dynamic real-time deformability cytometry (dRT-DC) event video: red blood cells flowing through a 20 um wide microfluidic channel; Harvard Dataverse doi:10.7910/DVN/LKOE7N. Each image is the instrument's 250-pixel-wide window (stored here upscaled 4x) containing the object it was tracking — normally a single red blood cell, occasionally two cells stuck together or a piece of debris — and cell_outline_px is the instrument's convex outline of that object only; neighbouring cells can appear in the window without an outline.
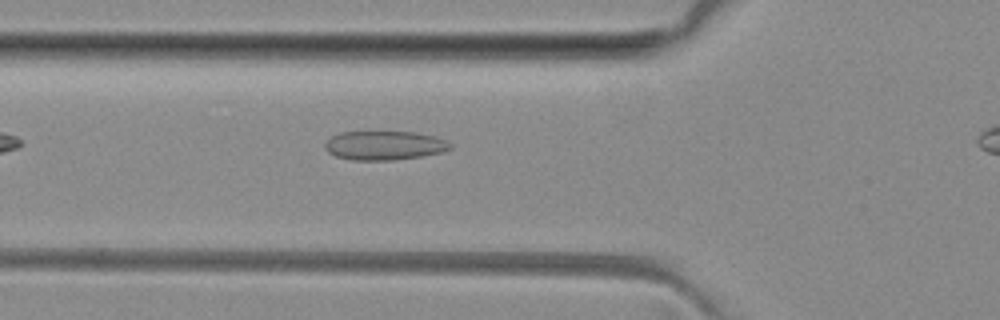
{"species": "common noctule bat (a hibernating species)", "species_latin": "Nyctalus noctula", "temperature_condition": "room temperature", "stored_images_in_passage": 4, "segment_of_instrument_passage": [1, 2], "camera_frame_rate_fps": 3000, "um_per_image_px": 0.085, "animal": {"sex": "female", "body_mass_g": 29.2, "forearm_length_mm": 56.3}, "frame": {"image": 1, "passage_image": 3, "time_ms": 2.333, "image_size_px": [1000, 320], "cell_outline_px": [[452, 148], [440, 152], [420, 156], [392, 160], [352, 160], [336, 156], [328, 152], [324, 148], [324, 144], [332, 136], [340, 132], [416, 132], [432, 136], [444, 140], [452, 144]], "centroid_in_image_um": [32.64, 12.36], "position_along_channel_um": 93.2, "area_um2": 20.98}}